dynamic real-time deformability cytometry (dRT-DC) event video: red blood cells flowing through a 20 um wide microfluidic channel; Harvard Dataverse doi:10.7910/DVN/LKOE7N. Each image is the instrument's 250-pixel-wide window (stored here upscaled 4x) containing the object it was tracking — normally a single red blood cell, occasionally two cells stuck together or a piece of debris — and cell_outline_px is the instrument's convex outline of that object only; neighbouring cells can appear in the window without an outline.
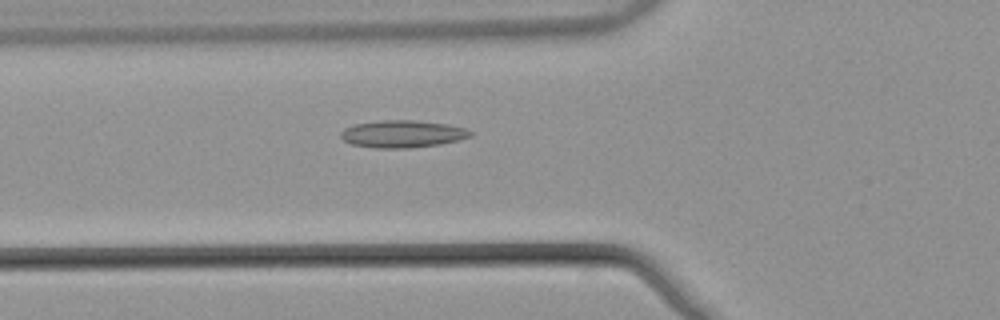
{"species": "common noctule bat (a hibernating species)", "species_latin": "Nyctalus noctula", "temperature_condition": "warm", "stored_images_in_passage": 36, "camera_frame_rate_fps": 3000, "um_per_image_px": 0.085, "animal": {"sex": "male", "body_mass_g": 21.5, "forearm_length_mm": 52.0}, "frame": {"image": 1, "passage_image": 17, "time_ms": 5.333, "image_size_px": [1000, 320], "cell_outline_px": [[476, 132], [472, 136], [440, 144], [412, 148], [376, 148], [352, 144], [344, 140], [340, 136], [340, 132], [344, 128], [352, 124], [380, 120], [416, 120], [448, 124], [464, 128]], "centroid_in_image_um": [34.21, 11.37], "position_along_channel_um": 91.6, "area_um2": 20.81}}
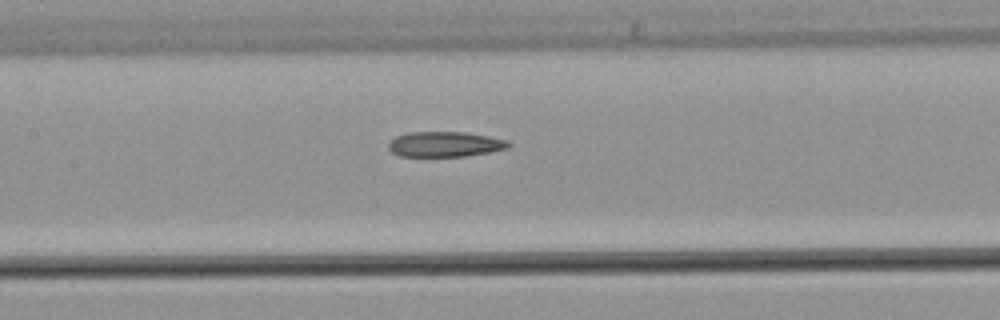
{"frame": {"image": 2, "passage_image": 23, "time_ms": 7.333, "image_size_px": [1000, 320], "cell_outline_px": [[512, 144], [508, 148], [488, 152], [464, 156], [400, 156], [392, 152], [388, 148], [388, 144], [396, 136], [408, 132], [464, 132], [488, 136], [508, 140]], "centroid_in_image_um": [37.82, 12.25], "position_along_channel_um": 169.6, "area_um2": 17.57}}
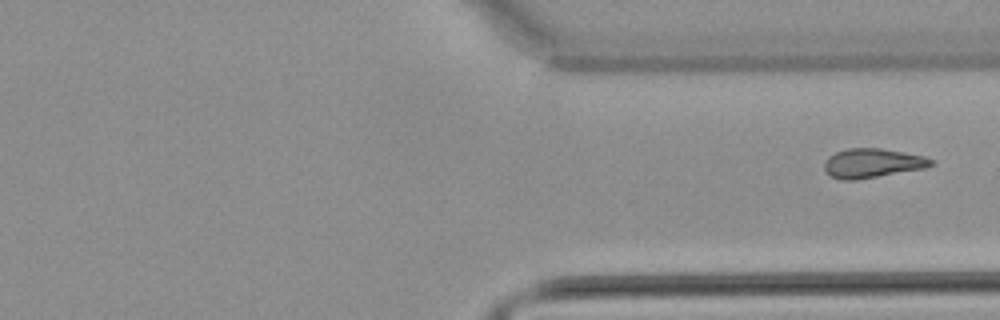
{"frame": {"image": 3, "passage_image": 36, "time_ms": 11.667, "image_size_px": [1000, 320], "cell_outline_px": [[936, 164], [924, 168], [856, 180], [840, 180], [828, 176], [824, 168], [824, 160], [828, 156], [836, 152], [848, 148], [880, 148], [904, 152], [924, 156], [932, 160]], "centroid_in_image_um": [74.11, 13.87], "position_along_channel_um": 337.3, "area_um2": 18.32}}